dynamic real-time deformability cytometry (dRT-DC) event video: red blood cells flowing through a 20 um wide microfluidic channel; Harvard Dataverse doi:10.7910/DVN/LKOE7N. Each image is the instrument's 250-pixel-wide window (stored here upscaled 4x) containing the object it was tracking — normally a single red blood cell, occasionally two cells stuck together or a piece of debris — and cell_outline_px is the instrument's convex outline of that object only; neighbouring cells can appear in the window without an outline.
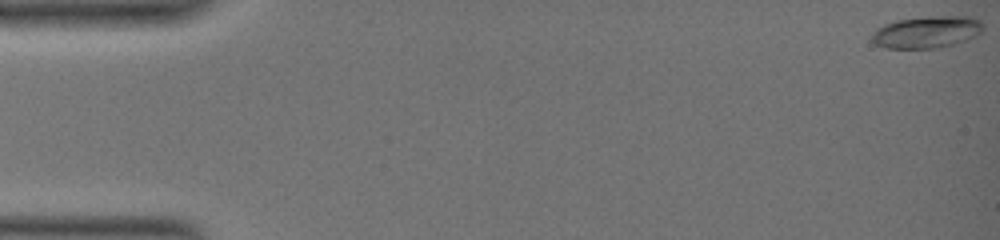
{"species": "common noctule bat (a hibernating species)", "species_latin": "Nyctalus noctula", "temperature_condition": "warm", "stored_images_in_passage": 51, "camera_frame_rate_fps": 3000, "um_per_image_px": 0.085, "animal": {"sex": "female", "body_mass_g": 19.0, "forearm_length_mm": 51.5}, "frame": {"image": 1, "passage_image": 1, "time_ms": 0.0, "image_size_px": [1000, 240], "cell_outline_px": [[984, 28], [976, 36], [940, 48], [884, 48], [876, 44], [872, 40], [872, 32], [876, 28], [884, 24], [896, 20], [928, 16], [972, 16], [980, 20]], "centroid_in_image_um": [78.77, 2.71], "position_along_channel_um": 6.2, "area_um2": 20.81}}
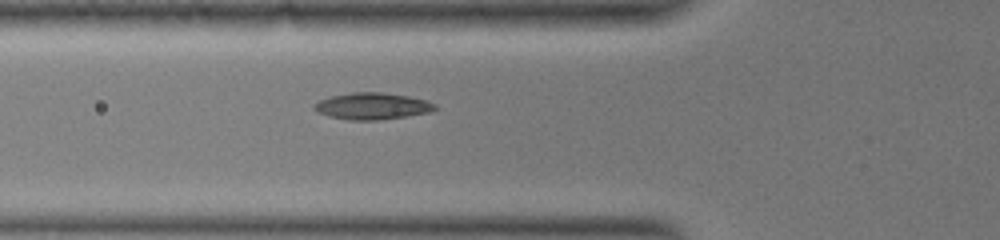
{"frame": {"image": 2, "passage_image": 35, "time_ms": 7.667, "image_size_px": [1000, 240], "cell_outline_px": [[436, 108], [428, 112], [404, 116], [376, 120], [348, 120], [328, 116], [312, 108], [312, 104], [320, 100], [332, 96], [352, 92], [380, 92], [408, 96], [428, 100], [436, 104]], "centroid_in_image_um": [31.62, 9.01], "position_along_channel_um": 94.2, "area_um2": 18.61}}
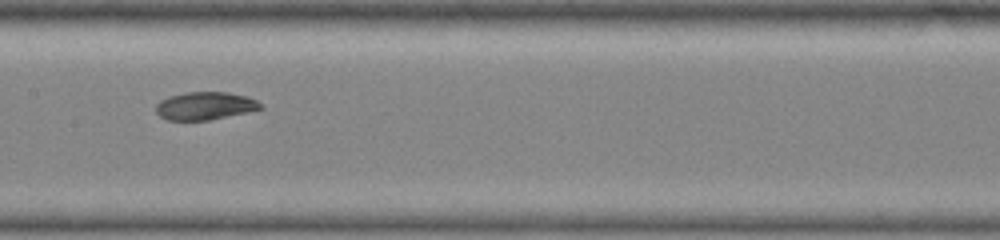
{"frame": {"image": 3, "passage_image": 50, "time_ms": 10.667, "image_size_px": [1000, 240], "cell_outline_px": [[264, 108], [208, 120], [168, 120], [160, 116], [156, 112], [156, 104], [160, 100], [168, 96], [184, 92], [228, 92], [248, 96], [256, 100]], "centroid_in_image_um": [17.4, 8.98], "position_along_channel_um": 190.0, "area_um2": 16.94}}